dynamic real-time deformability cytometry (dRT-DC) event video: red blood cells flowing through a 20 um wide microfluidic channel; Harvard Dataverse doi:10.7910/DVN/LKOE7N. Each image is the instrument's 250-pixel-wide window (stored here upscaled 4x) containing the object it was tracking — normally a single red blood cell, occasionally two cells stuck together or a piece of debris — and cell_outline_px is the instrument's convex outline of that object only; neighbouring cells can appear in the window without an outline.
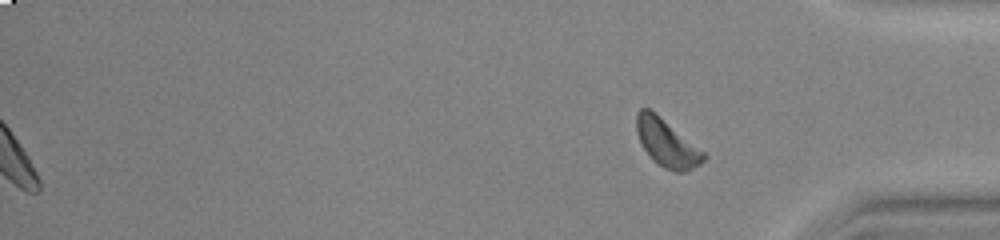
{"species": "common noctule bat (a hibernating species)", "species_latin": "Nyctalus noctula", "temperature_condition": "warm", "stored_images_in_passage": 52, "segment_of_instrument_passage": [2, 2], "camera_frame_rate_fps": 3000, "um_per_image_px": 0.085, "animal": {"sex": "female", "body_mass_g": 23.0, "forearm_length_mm": 53.4}, "frame": {"image": 1, "passage_image": 52, "time_ms": 17.0, "image_size_px": [1000, 240], "cell_outline_px": [[708, 156], [700, 164], [684, 172], [676, 172], [664, 168], [652, 160], [644, 148], [636, 132], [636, 112], [640, 108], [648, 108], [656, 112], [704, 152]], "centroid_in_image_um": [56.66, 12.14], "position_along_channel_um": 378.5, "area_um2": 18.55}}